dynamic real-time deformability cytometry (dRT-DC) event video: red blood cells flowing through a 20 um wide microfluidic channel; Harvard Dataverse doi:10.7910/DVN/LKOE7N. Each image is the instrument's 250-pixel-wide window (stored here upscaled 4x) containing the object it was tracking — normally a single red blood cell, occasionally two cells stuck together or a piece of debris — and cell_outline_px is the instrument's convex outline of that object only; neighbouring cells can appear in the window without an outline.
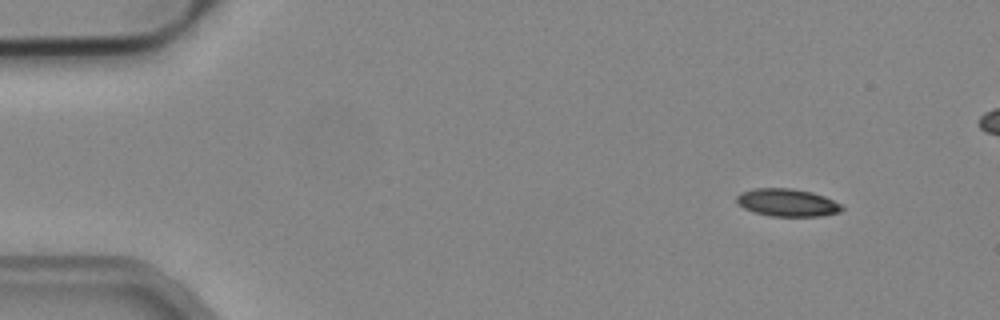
{"species": "common noctule bat (a hibernating species)", "species_latin": "Nyctalus noctula", "temperature_condition": "cold", "stored_images_in_passage": 49, "camera_frame_rate_fps": 3000, "um_per_image_px": 0.085, "animal": {"sex": "male", "body_mass_g": 19.2, "forearm_length_mm": 51.8}, "frame": {"image": 1, "passage_image": 1, "time_ms": 0.0, "image_size_px": [1000, 320], "cell_outline_px": [[844, 208], [840, 212], [820, 216], [768, 216], [744, 208], [736, 200], [736, 196], [740, 192], [756, 188], [792, 188], [812, 192], [824, 196], [840, 204]], "centroid_in_image_um": [66.91, 17.21], "position_along_channel_um": 18.1, "area_um2": 16.88}}
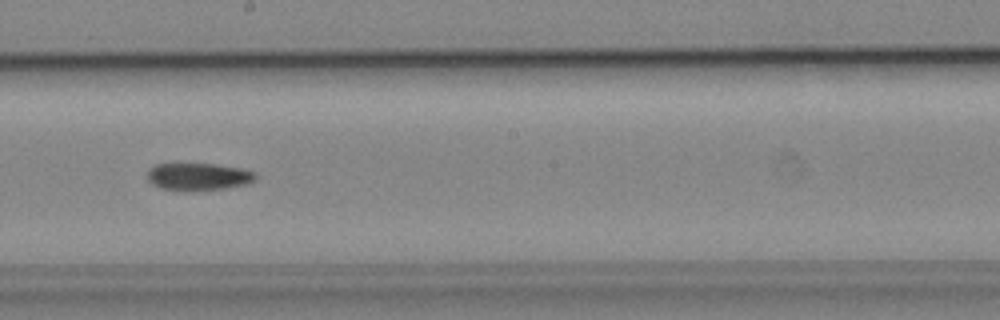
{"frame": {"image": 2, "passage_image": 25, "time_ms": 8.0, "image_size_px": [1000, 320], "cell_outline_px": [[256, 176], [248, 184], [224, 188], [188, 192], [160, 188], [152, 184], [148, 180], [148, 168], [156, 164], [216, 164], [240, 168], [256, 172]], "centroid_in_image_um": [16.83, 15.03], "position_along_channel_um": 231.4, "area_um2": 17.4}}
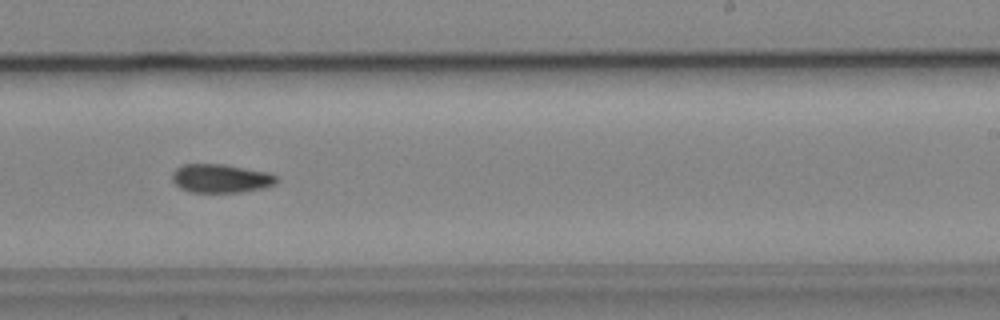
{"frame": {"image": 3, "passage_image": 28, "time_ms": 9.0, "image_size_px": [1000, 320], "cell_outline_px": [[276, 184], [264, 188], [244, 192], [188, 192], [180, 188], [172, 180], [172, 172], [176, 168], [184, 164], [224, 164], [268, 172], [276, 176]], "centroid_in_image_um": [18.76, 15.17], "position_along_channel_um": 270.2, "area_um2": 17.51}}